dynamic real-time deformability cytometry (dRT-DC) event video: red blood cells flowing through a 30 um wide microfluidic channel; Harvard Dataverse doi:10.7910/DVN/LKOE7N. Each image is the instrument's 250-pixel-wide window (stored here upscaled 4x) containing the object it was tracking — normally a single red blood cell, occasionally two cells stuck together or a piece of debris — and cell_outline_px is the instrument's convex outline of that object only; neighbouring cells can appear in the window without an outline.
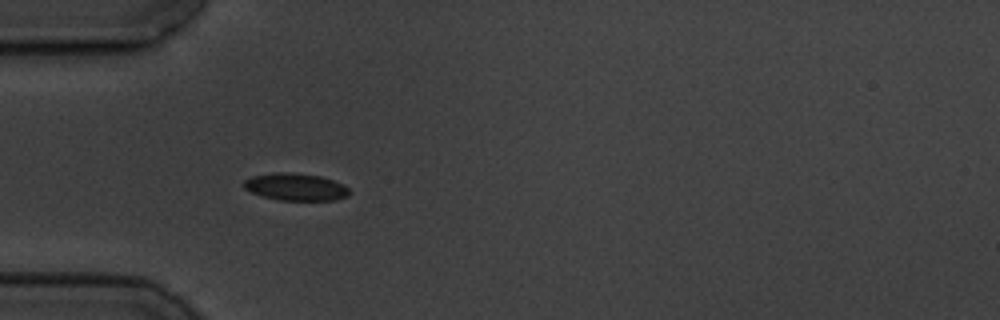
{"species": "common noctule bat (a hibernating species)", "species_latin": "Nyctalus noctula", "temperature_condition": "cold", "stored_images_in_passage": 5, "camera_frame_rate_fps": 3000, "um_per_image_px": 0.085, "animal": {"sex": "male", "body_mass_g": 19.5, "forearm_length_mm": 54.6}, "frame": {"image": 1, "passage_image": 5, "time_ms": 4.667, "image_size_px": [1000, 320], "cell_outline_px": [[348, 196], [336, 200], [280, 200], [264, 196], [252, 192], [244, 188], [244, 180], [252, 176], [272, 172], [292, 172], [320, 176], [344, 184], [348, 188]], "centroid_in_image_um": [25.13, 15.88], "position_along_channel_um": 59.9, "area_um2": 16.7}}